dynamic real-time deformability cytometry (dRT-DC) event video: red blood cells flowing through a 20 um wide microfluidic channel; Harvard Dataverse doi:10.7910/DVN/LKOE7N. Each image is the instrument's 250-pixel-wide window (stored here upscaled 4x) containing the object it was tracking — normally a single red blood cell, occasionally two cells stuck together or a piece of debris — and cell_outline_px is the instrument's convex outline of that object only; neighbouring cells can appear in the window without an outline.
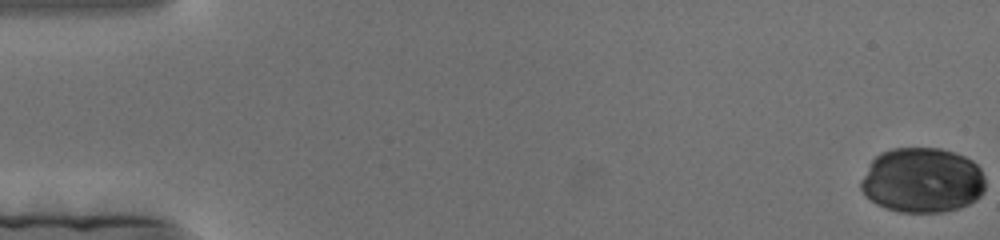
{"species": "human", "species_latin": "Homo sapiens", "temperature_condition": "cold", "stored_images_in_passage": 150, "camera_frame_rate_fps": 3000, "um_per_image_px": 0.085, "donor": {"sex": "female"}, "frame": {"image": 1, "passage_image": 1, "time_ms": 0.0, "image_size_px": [1000, 240], "cell_outline_px": [[984, 192], [976, 200], [960, 208], [944, 212], [900, 212], [876, 204], [860, 188], [860, 180], [872, 160], [880, 152], [892, 148], [940, 148], [964, 156], [972, 160], [980, 168], [984, 176]], "centroid_in_image_um": [78.4, 15.32], "position_along_channel_um": 6.6, "area_um2": 47.28}}
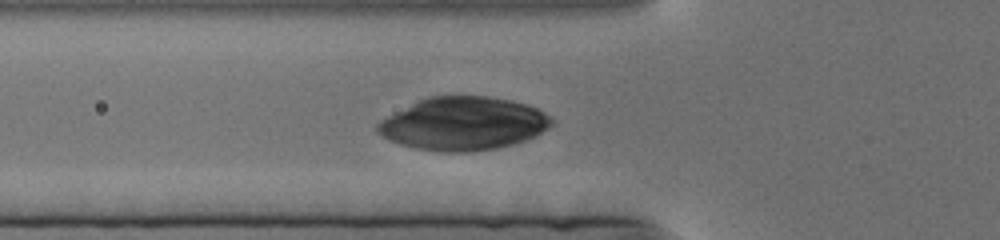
{"frame": {"image": 2, "passage_image": 65, "time_ms": 21.333, "image_size_px": [1000, 240], "cell_outline_px": [[552, 124], [548, 128], [536, 136], [512, 144], [496, 148], [472, 152], [440, 152], [416, 148], [400, 144], [376, 132], [376, 124], [380, 120], [428, 96], [488, 96], [512, 100], [528, 104], [544, 112], [552, 120]], "centroid_in_image_um": [39.4, 10.51], "position_along_channel_um": 86.4, "area_um2": 53.64}}
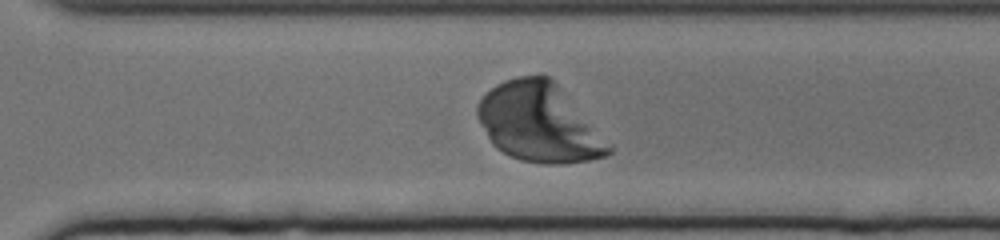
{"frame": {"image": 3, "passage_image": 129, "time_ms": 42.667, "image_size_px": [1000, 240], "cell_outline_px": [[612, 152], [604, 156], [588, 160], [564, 164], [544, 164], [520, 160], [496, 148], [492, 144], [476, 116], [476, 108], [480, 100], [496, 84], [504, 80], [520, 76], [548, 76], [556, 84], [612, 148]], "centroid_in_image_um": [45.75, 10.45], "position_along_channel_um": 324.8, "area_um2": 58.67}}